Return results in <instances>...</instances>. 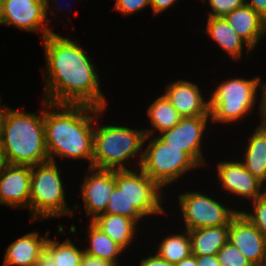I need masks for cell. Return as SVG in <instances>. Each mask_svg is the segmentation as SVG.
I'll use <instances>...</instances> for the list:
<instances>
[{
	"instance_id": "cell-1",
	"label": "cell",
	"mask_w": 266,
	"mask_h": 266,
	"mask_svg": "<svg viewBox=\"0 0 266 266\" xmlns=\"http://www.w3.org/2000/svg\"><path fill=\"white\" fill-rule=\"evenodd\" d=\"M42 45L46 55L44 100L106 110L96 67L77 41L53 32Z\"/></svg>"
},
{
	"instance_id": "cell-2",
	"label": "cell",
	"mask_w": 266,
	"mask_h": 266,
	"mask_svg": "<svg viewBox=\"0 0 266 266\" xmlns=\"http://www.w3.org/2000/svg\"><path fill=\"white\" fill-rule=\"evenodd\" d=\"M45 141L50 161L55 157L93 159V124L103 113L102 109L86 105L53 104L43 101ZM93 114V115H92ZM96 120V121H95Z\"/></svg>"
},
{
	"instance_id": "cell-3",
	"label": "cell",
	"mask_w": 266,
	"mask_h": 266,
	"mask_svg": "<svg viewBox=\"0 0 266 266\" xmlns=\"http://www.w3.org/2000/svg\"><path fill=\"white\" fill-rule=\"evenodd\" d=\"M35 113L9 107L0 136L6 163L35 166L50 161L45 141L44 109L40 115Z\"/></svg>"
},
{
	"instance_id": "cell-4",
	"label": "cell",
	"mask_w": 266,
	"mask_h": 266,
	"mask_svg": "<svg viewBox=\"0 0 266 266\" xmlns=\"http://www.w3.org/2000/svg\"><path fill=\"white\" fill-rule=\"evenodd\" d=\"M145 130L126 126L103 125L94 128L92 168L106 170H129L125 163L136 155L138 169L143 159ZM140 151V152H139Z\"/></svg>"
},
{
	"instance_id": "cell-5",
	"label": "cell",
	"mask_w": 266,
	"mask_h": 266,
	"mask_svg": "<svg viewBox=\"0 0 266 266\" xmlns=\"http://www.w3.org/2000/svg\"><path fill=\"white\" fill-rule=\"evenodd\" d=\"M56 163L48 161L31 166L29 211L33 221L75 214L67 206L61 172Z\"/></svg>"
},
{
	"instance_id": "cell-6",
	"label": "cell",
	"mask_w": 266,
	"mask_h": 266,
	"mask_svg": "<svg viewBox=\"0 0 266 266\" xmlns=\"http://www.w3.org/2000/svg\"><path fill=\"white\" fill-rule=\"evenodd\" d=\"M260 77L253 79H228L218 85L211 94L210 116L214 123H231L242 119L255 107L257 88L266 89V83H261Z\"/></svg>"
},
{
	"instance_id": "cell-7",
	"label": "cell",
	"mask_w": 266,
	"mask_h": 266,
	"mask_svg": "<svg viewBox=\"0 0 266 266\" xmlns=\"http://www.w3.org/2000/svg\"><path fill=\"white\" fill-rule=\"evenodd\" d=\"M148 139L151 141L142 150L143 159L140 169L162 189L192 168L199 167L186 152L169 145L159 135L154 136L153 139L151 136H146L144 141L147 142Z\"/></svg>"
},
{
	"instance_id": "cell-8",
	"label": "cell",
	"mask_w": 266,
	"mask_h": 266,
	"mask_svg": "<svg viewBox=\"0 0 266 266\" xmlns=\"http://www.w3.org/2000/svg\"><path fill=\"white\" fill-rule=\"evenodd\" d=\"M186 230L229 225L239 210H232L208 195L188 191L178 196Z\"/></svg>"
},
{
	"instance_id": "cell-9",
	"label": "cell",
	"mask_w": 266,
	"mask_h": 266,
	"mask_svg": "<svg viewBox=\"0 0 266 266\" xmlns=\"http://www.w3.org/2000/svg\"><path fill=\"white\" fill-rule=\"evenodd\" d=\"M115 182L144 217L164 213L162 188L140 168L137 171L115 170Z\"/></svg>"
},
{
	"instance_id": "cell-10",
	"label": "cell",
	"mask_w": 266,
	"mask_h": 266,
	"mask_svg": "<svg viewBox=\"0 0 266 266\" xmlns=\"http://www.w3.org/2000/svg\"><path fill=\"white\" fill-rule=\"evenodd\" d=\"M47 22L45 0H6L2 3L1 25L41 33L44 39L54 32Z\"/></svg>"
},
{
	"instance_id": "cell-11",
	"label": "cell",
	"mask_w": 266,
	"mask_h": 266,
	"mask_svg": "<svg viewBox=\"0 0 266 266\" xmlns=\"http://www.w3.org/2000/svg\"><path fill=\"white\" fill-rule=\"evenodd\" d=\"M211 116L182 117L171 129L159 134L169 145L181 148L199 166L206 165L201 150V141Z\"/></svg>"
},
{
	"instance_id": "cell-12",
	"label": "cell",
	"mask_w": 266,
	"mask_h": 266,
	"mask_svg": "<svg viewBox=\"0 0 266 266\" xmlns=\"http://www.w3.org/2000/svg\"><path fill=\"white\" fill-rule=\"evenodd\" d=\"M228 240L253 266H266V239L241 211L229 223Z\"/></svg>"
},
{
	"instance_id": "cell-13",
	"label": "cell",
	"mask_w": 266,
	"mask_h": 266,
	"mask_svg": "<svg viewBox=\"0 0 266 266\" xmlns=\"http://www.w3.org/2000/svg\"><path fill=\"white\" fill-rule=\"evenodd\" d=\"M89 174L85 176L81 185V196L86 213L91 221L105 212L115 182V170L95 169L88 167Z\"/></svg>"
},
{
	"instance_id": "cell-14",
	"label": "cell",
	"mask_w": 266,
	"mask_h": 266,
	"mask_svg": "<svg viewBox=\"0 0 266 266\" xmlns=\"http://www.w3.org/2000/svg\"><path fill=\"white\" fill-rule=\"evenodd\" d=\"M217 177L230 194L254 201L266 192V186L254 177L242 161H222L217 164Z\"/></svg>"
},
{
	"instance_id": "cell-15",
	"label": "cell",
	"mask_w": 266,
	"mask_h": 266,
	"mask_svg": "<svg viewBox=\"0 0 266 266\" xmlns=\"http://www.w3.org/2000/svg\"><path fill=\"white\" fill-rule=\"evenodd\" d=\"M31 166L6 163L0 170V204L29 209Z\"/></svg>"
},
{
	"instance_id": "cell-16",
	"label": "cell",
	"mask_w": 266,
	"mask_h": 266,
	"mask_svg": "<svg viewBox=\"0 0 266 266\" xmlns=\"http://www.w3.org/2000/svg\"><path fill=\"white\" fill-rule=\"evenodd\" d=\"M164 93L182 117L210 116V101L194 82L186 80L173 81Z\"/></svg>"
},
{
	"instance_id": "cell-17",
	"label": "cell",
	"mask_w": 266,
	"mask_h": 266,
	"mask_svg": "<svg viewBox=\"0 0 266 266\" xmlns=\"http://www.w3.org/2000/svg\"><path fill=\"white\" fill-rule=\"evenodd\" d=\"M224 18L252 49L266 34V20L247 4L234 9Z\"/></svg>"
},
{
	"instance_id": "cell-18",
	"label": "cell",
	"mask_w": 266,
	"mask_h": 266,
	"mask_svg": "<svg viewBox=\"0 0 266 266\" xmlns=\"http://www.w3.org/2000/svg\"><path fill=\"white\" fill-rule=\"evenodd\" d=\"M49 231L44 236L29 232L12 242L6 249L4 266H36L38 257L45 247Z\"/></svg>"
},
{
	"instance_id": "cell-19",
	"label": "cell",
	"mask_w": 266,
	"mask_h": 266,
	"mask_svg": "<svg viewBox=\"0 0 266 266\" xmlns=\"http://www.w3.org/2000/svg\"><path fill=\"white\" fill-rule=\"evenodd\" d=\"M206 33L224 50L233 60L241 58L243 45L246 44L247 53L253 50L229 25L224 17H208Z\"/></svg>"
},
{
	"instance_id": "cell-20",
	"label": "cell",
	"mask_w": 266,
	"mask_h": 266,
	"mask_svg": "<svg viewBox=\"0 0 266 266\" xmlns=\"http://www.w3.org/2000/svg\"><path fill=\"white\" fill-rule=\"evenodd\" d=\"M83 254L84 250L77 248L69 238L60 243L49 237L36 266H80Z\"/></svg>"
},
{
	"instance_id": "cell-21",
	"label": "cell",
	"mask_w": 266,
	"mask_h": 266,
	"mask_svg": "<svg viewBox=\"0 0 266 266\" xmlns=\"http://www.w3.org/2000/svg\"><path fill=\"white\" fill-rule=\"evenodd\" d=\"M246 145V154L242 163L264 184L266 182V129L261 124L255 128L253 135L248 137Z\"/></svg>"
},
{
	"instance_id": "cell-22",
	"label": "cell",
	"mask_w": 266,
	"mask_h": 266,
	"mask_svg": "<svg viewBox=\"0 0 266 266\" xmlns=\"http://www.w3.org/2000/svg\"><path fill=\"white\" fill-rule=\"evenodd\" d=\"M92 222L123 249L128 248L127 246L132 243L138 225L131 218L103 213Z\"/></svg>"
},
{
	"instance_id": "cell-23",
	"label": "cell",
	"mask_w": 266,
	"mask_h": 266,
	"mask_svg": "<svg viewBox=\"0 0 266 266\" xmlns=\"http://www.w3.org/2000/svg\"><path fill=\"white\" fill-rule=\"evenodd\" d=\"M193 255H217L228 241L229 225L203 227L188 231Z\"/></svg>"
},
{
	"instance_id": "cell-24",
	"label": "cell",
	"mask_w": 266,
	"mask_h": 266,
	"mask_svg": "<svg viewBox=\"0 0 266 266\" xmlns=\"http://www.w3.org/2000/svg\"><path fill=\"white\" fill-rule=\"evenodd\" d=\"M153 129H144L146 136H152L157 130L162 133L174 127L182 118L165 94L158 97L147 109Z\"/></svg>"
},
{
	"instance_id": "cell-25",
	"label": "cell",
	"mask_w": 266,
	"mask_h": 266,
	"mask_svg": "<svg viewBox=\"0 0 266 266\" xmlns=\"http://www.w3.org/2000/svg\"><path fill=\"white\" fill-rule=\"evenodd\" d=\"M88 227L89 245L83 249L85 253L95 256L96 258L103 259L118 264V254L124 252V249L114 242L107 234H105L98 226H96L91 220Z\"/></svg>"
},
{
	"instance_id": "cell-26",
	"label": "cell",
	"mask_w": 266,
	"mask_h": 266,
	"mask_svg": "<svg viewBox=\"0 0 266 266\" xmlns=\"http://www.w3.org/2000/svg\"><path fill=\"white\" fill-rule=\"evenodd\" d=\"M157 254L172 264L189 257L192 254V247L188 230L183 234L167 235L160 243Z\"/></svg>"
},
{
	"instance_id": "cell-27",
	"label": "cell",
	"mask_w": 266,
	"mask_h": 266,
	"mask_svg": "<svg viewBox=\"0 0 266 266\" xmlns=\"http://www.w3.org/2000/svg\"><path fill=\"white\" fill-rule=\"evenodd\" d=\"M103 214L124 216L133 219L137 223L141 219L143 220L144 217L133 204L129 203L125 192L117 186L111 193L108 206Z\"/></svg>"
},
{
	"instance_id": "cell-28",
	"label": "cell",
	"mask_w": 266,
	"mask_h": 266,
	"mask_svg": "<svg viewBox=\"0 0 266 266\" xmlns=\"http://www.w3.org/2000/svg\"><path fill=\"white\" fill-rule=\"evenodd\" d=\"M217 257L221 266H253L229 240L218 251Z\"/></svg>"
},
{
	"instance_id": "cell-29",
	"label": "cell",
	"mask_w": 266,
	"mask_h": 266,
	"mask_svg": "<svg viewBox=\"0 0 266 266\" xmlns=\"http://www.w3.org/2000/svg\"><path fill=\"white\" fill-rule=\"evenodd\" d=\"M252 202L253 213L241 212L266 239V192Z\"/></svg>"
},
{
	"instance_id": "cell-30",
	"label": "cell",
	"mask_w": 266,
	"mask_h": 266,
	"mask_svg": "<svg viewBox=\"0 0 266 266\" xmlns=\"http://www.w3.org/2000/svg\"><path fill=\"white\" fill-rule=\"evenodd\" d=\"M211 11L208 17H225L234 9L245 4V0H208Z\"/></svg>"
},
{
	"instance_id": "cell-31",
	"label": "cell",
	"mask_w": 266,
	"mask_h": 266,
	"mask_svg": "<svg viewBox=\"0 0 266 266\" xmlns=\"http://www.w3.org/2000/svg\"><path fill=\"white\" fill-rule=\"evenodd\" d=\"M148 6H151L150 0H117L113 8L127 16Z\"/></svg>"
},
{
	"instance_id": "cell-32",
	"label": "cell",
	"mask_w": 266,
	"mask_h": 266,
	"mask_svg": "<svg viewBox=\"0 0 266 266\" xmlns=\"http://www.w3.org/2000/svg\"><path fill=\"white\" fill-rule=\"evenodd\" d=\"M80 266H116L114 263L96 258L84 252L81 258Z\"/></svg>"
},
{
	"instance_id": "cell-33",
	"label": "cell",
	"mask_w": 266,
	"mask_h": 266,
	"mask_svg": "<svg viewBox=\"0 0 266 266\" xmlns=\"http://www.w3.org/2000/svg\"><path fill=\"white\" fill-rule=\"evenodd\" d=\"M139 266H175V264H172L168 262L167 260L160 257L157 253L155 255H150L147 258H143L140 261Z\"/></svg>"
},
{
	"instance_id": "cell-34",
	"label": "cell",
	"mask_w": 266,
	"mask_h": 266,
	"mask_svg": "<svg viewBox=\"0 0 266 266\" xmlns=\"http://www.w3.org/2000/svg\"><path fill=\"white\" fill-rule=\"evenodd\" d=\"M176 1L178 0H150V8L152 9L153 14L157 15L166 11V9L172 6Z\"/></svg>"
},
{
	"instance_id": "cell-35",
	"label": "cell",
	"mask_w": 266,
	"mask_h": 266,
	"mask_svg": "<svg viewBox=\"0 0 266 266\" xmlns=\"http://www.w3.org/2000/svg\"><path fill=\"white\" fill-rule=\"evenodd\" d=\"M197 266H221L217 255H195Z\"/></svg>"
},
{
	"instance_id": "cell-36",
	"label": "cell",
	"mask_w": 266,
	"mask_h": 266,
	"mask_svg": "<svg viewBox=\"0 0 266 266\" xmlns=\"http://www.w3.org/2000/svg\"><path fill=\"white\" fill-rule=\"evenodd\" d=\"M245 4L266 20V0H245Z\"/></svg>"
},
{
	"instance_id": "cell-37",
	"label": "cell",
	"mask_w": 266,
	"mask_h": 266,
	"mask_svg": "<svg viewBox=\"0 0 266 266\" xmlns=\"http://www.w3.org/2000/svg\"><path fill=\"white\" fill-rule=\"evenodd\" d=\"M262 97L261 100L259 102H261L259 104V113L261 115V121L260 124L266 129V89L264 92L261 93Z\"/></svg>"
},
{
	"instance_id": "cell-38",
	"label": "cell",
	"mask_w": 266,
	"mask_h": 266,
	"mask_svg": "<svg viewBox=\"0 0 266 266\" xmlns=\"http://www.w3.org/2000/svg\"><path fill=\"white\" fill-rule=\"evenodd\" d=\"M175 266H197V260L195 255L191 254L189 257L182 259L176 263Z\"/></svg>"
},
{
	"instance_id": "cell-39",
	"label": "cell",
	"mask_w": 266,
	"mask_h": 266,
	"mask_svg": "<svg viewBox=\"0 0 266 266\" xmlns=\"http://www.w3.org/2000/svg\"><path fill=\"white\" fill-rule=\"evenodd\" d=\"M1 98V97H0ZM1 100V99H0ZM1 103V102H0ZM3 106V107H2ZM0 104V136H1V132H2V128H3V122H4V118H5V115L8 111V107H6L5 105H2Z\"/></svg>"
},
{
	"instance_id": "cell-40",
	"label": "cell",
	"mask_w": 266,
	"mask_h": 266,
	"mask_svg": "<svg viewBox=\"0 0 266 266\" xmlns=\"http://www.w3.org/2000/svg\"><path fill=\"white\" fill-rule=\"evenodd\" d=\"M6 164L5 159H4V155H3V149L0 143V170L2 169V167Z\"/></svg>"
},
{
	"instance_id": "cell-41",
	"label": "cell",
	"mask_w": 266,
	"mask_h": 266,
	"mask_svg": "<svg viewBox=\"0 0 266 266\" xmlns=\"http://www.w3.org/2000/svg\"><path fill=\"white\" fill-rule=\"evenodd\" d=\"M45 2H46V14H48L49 12H48V9L50 8L49 6H50V2H49V0H45Z\"/></svg>"
},
{
	"instance_id": "cell-42",
	"label": "cell",
	"mask_w": 266,
	"mask_h": 266,
	"mask_svg": "<svg viewBox=\"0 0 266 266\" xmlns=\"http://www.w3.org/2000/svg\"><path fill=\"white\" fill-rule=\"evenodd\" d=\"M1 19H2V2L0 1V25H1Z\"/></svg>"
},
{
	"instance_id": "cell-43",
	"label": "cell",
	"mask_w": 266,
	"mask_h": 266,
	"mask_svg": "<svg viewBox=\"0 0 266 266\" xmlns=\"http://www.w3.org/2000/svg\"><path fill=\"white\" fill-rule=\"evenodd\" d=\"M53 2H55V3H56V2H57V0H54ZM66 5H67V7L69 6V4H68V3H67ZM58 9L60 10L61 8H60V7L57 5V8H56V10L58 11Z\"/></svg>"
}]
</instances>
